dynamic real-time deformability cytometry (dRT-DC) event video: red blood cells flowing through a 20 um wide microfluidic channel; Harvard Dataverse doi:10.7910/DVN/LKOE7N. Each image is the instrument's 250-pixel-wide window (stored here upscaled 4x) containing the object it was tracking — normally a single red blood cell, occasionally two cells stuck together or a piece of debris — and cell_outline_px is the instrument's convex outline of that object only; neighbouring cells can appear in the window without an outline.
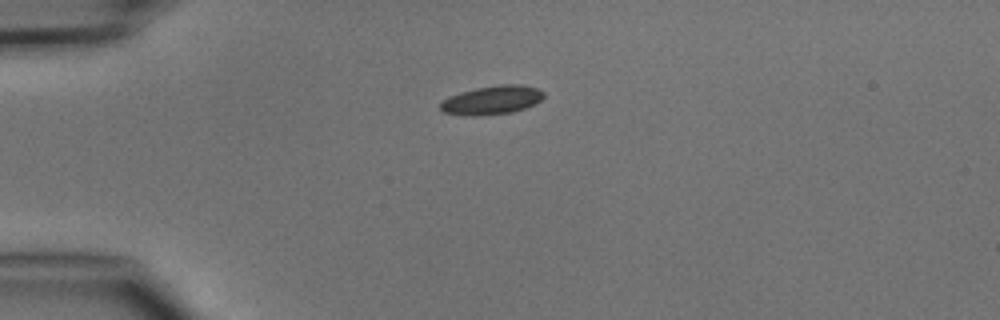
{"species": "common noctule bat (a hibernating species)", "species_latin": "Nyctalus noctula", "temperature_condition": "cold", "stored_images_in_passage": 1, "camera_frame_rate_fps": 3000, "um_per_image_px": 0.085, "animal": {"sex": "male", "body_mass_g": 15.6}, "frame": {"image": 1, "passage_image": 1, "time_ms": 0.0, "image_size_px": [1000, 320], "cell_outline_px": [[544, 96], [540, 100], [524, 108], [512, 112], [476, 116], [464, 116], [444, 112], [440, 108], [440, 100], [448, 96], [460, 92], [476, 88], [500, 84], [524, 84], [536, 88], [544, 92]], "centroid_in_image_um": [41.76, 8.5], "position_along_channel_um": 43.2, "area_um2": 17.4}}